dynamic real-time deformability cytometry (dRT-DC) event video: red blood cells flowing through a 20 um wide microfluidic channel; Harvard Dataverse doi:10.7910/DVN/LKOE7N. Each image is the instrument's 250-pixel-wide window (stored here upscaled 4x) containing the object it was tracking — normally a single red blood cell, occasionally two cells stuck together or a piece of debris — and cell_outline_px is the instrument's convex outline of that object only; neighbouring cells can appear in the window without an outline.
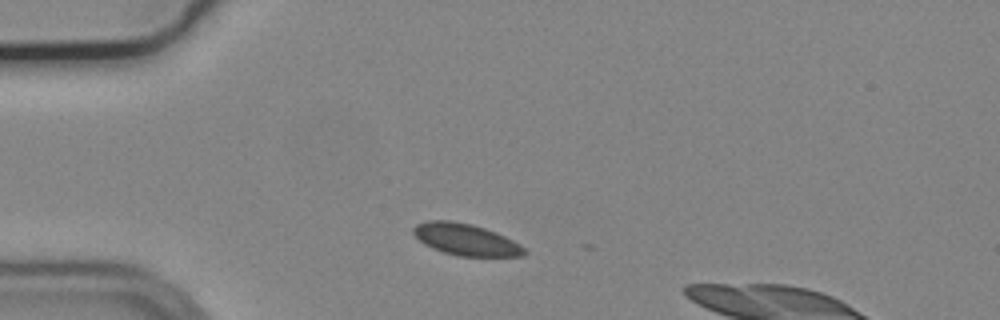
{"species": "common noctule bat (a hibernating species)", "species_latin": "Nyctalus noctula", "temperature_condition": "cold", "stored_images_in_passage": 6, "camera_frame_rate_fps": 3000, "um_per_image_px": 0.085, "animal": {"sex": "male", "body_mass_g": 19.2, "forearm_length_mm": 51.8}, "frame": {"image": 1, "passage_image": 1, "time_ms": 0.0, "image_size_px": [1000, 320], "cell_outline_px": [[528, 252], [524, 256], [460, 256], [444, 252], [432, 248], [424, 244], [412, 232], [412, 228], [416, 224], [428, 220], [452, 220], [472, 224], [496, 232], [512, 240], [524, 248]], "centroid_in_image_um": [39.57, 20.35], "position_along_channel_um": 45.4, "area_um2": 20.4}}